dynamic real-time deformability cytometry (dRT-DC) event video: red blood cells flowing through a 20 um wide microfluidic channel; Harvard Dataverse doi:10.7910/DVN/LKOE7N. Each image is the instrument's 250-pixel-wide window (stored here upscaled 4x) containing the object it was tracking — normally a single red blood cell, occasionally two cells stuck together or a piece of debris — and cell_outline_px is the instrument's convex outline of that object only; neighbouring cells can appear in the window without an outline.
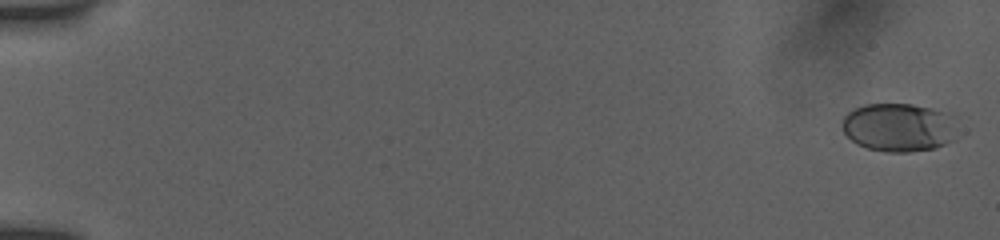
{"species": "human", "species_latin": "Homo sapiens", "temperature_condition": "room temperature", "stored_images_in_passage": 30, "camera_frame_rate_fps": 3000, "um_per_image_px": 0.085, "donor": {"sex": "female"}, "frame": {"image": 1, "passage_image": 2, "time_ms": 0.333, "image_size_px": [1000, 240], "cell_outline_px": [[956, 136], [952, 140], [936, 148], [908, 152], [884, 152], [868, 148], [856, 144], [844, 132], [840, 124], [844, 116], [848, 112], [864, 104], [912, 104], [932, 108], [948, 112], [956, 116]], "centroid_in_image_um": [76.43, 10.82], "position_along_channel_um": 8.6, "area_um2": 33.06}}
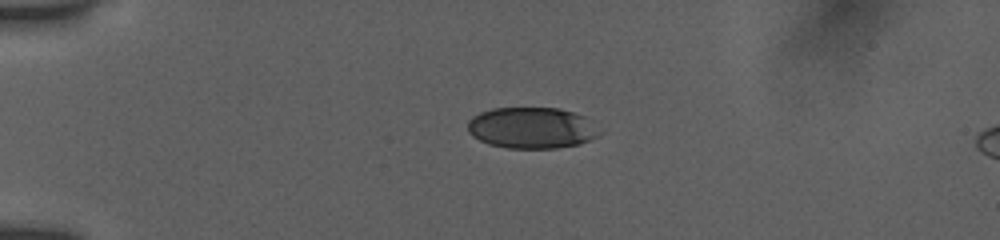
{"frame": {"image": 2, "passage_image": 20, "time_ms": 4.667, "image_size_px": [1000, 240], "cell_outline_px": [[604, 132], [580, 144], [556, 148], [508, 148], [488, 144], [472, 136], [468, 132], [468, 120], [472, 116], [480, 112], [492, 108], [556, 108], [572, 112], [584, 116]], "centroid_in_image_um": [45.18, 10.87], "position_along_channel_um": 39.8, "area_um2": 31.73}}